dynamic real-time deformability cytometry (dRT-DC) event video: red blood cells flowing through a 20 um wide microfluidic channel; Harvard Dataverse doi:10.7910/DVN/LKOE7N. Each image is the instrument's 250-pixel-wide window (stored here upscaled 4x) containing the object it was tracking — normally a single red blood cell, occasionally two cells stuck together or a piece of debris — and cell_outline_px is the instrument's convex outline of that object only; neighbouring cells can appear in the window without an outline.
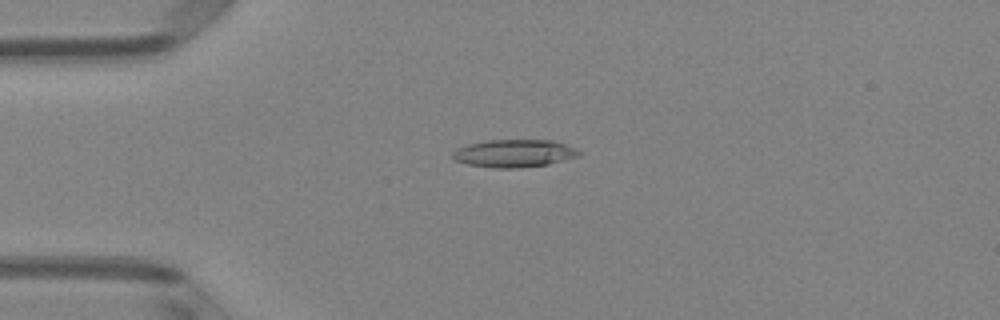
{"species": "Egyptian fruit bat (a non-hibernating species)", "species_latin": "Rousettus aegyptiacus", "temperature_condition": "room temperature", "stored_images_in_passage": 45, "camera_frame_rate_fps": 3000, "um_per_image_px": 0.085, "animal": {"sex": "female"}, "frame": {"image": 1, "passage_image": 7, "time_ms": 2.0, "image_size_px": [1000, 320], "cell_outline_px": [[580, 156], [548, 164], [520, 168], [492, 168], [468, 164], [456, 160], [452, 156], [452, 152], [456, 148], [468, 144], [484, 140], [552, 140], [576, 148], [580, 152]], "centroid_in_image_um": [43.69, 13.03], "position_along_channel_um": 41.3, "area_um2": 20.46}}
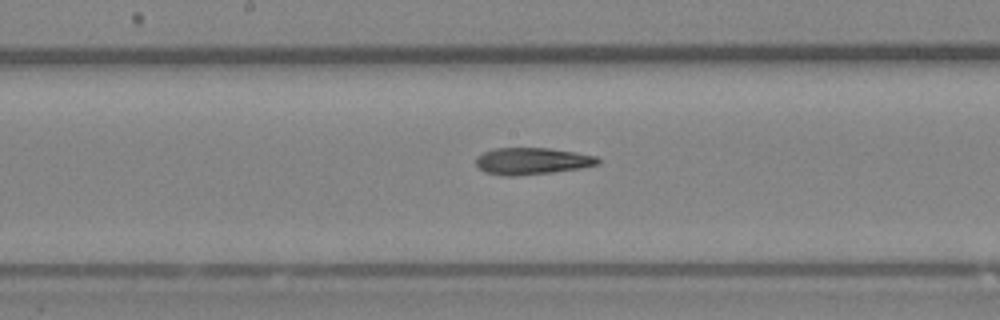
{"frame": {"image": 2, "passage_image": 21, "time_ms": 6.667, "image_size_px": [1000, 320], "cell_outline_px": [[600, 164], [580, 168], [552, 172], [516, 176], [504, 176], [484, 172], [476, 164], [476, 156], [492, 148], [548, 148], [576, 152], [596, 156], [600, 160]], "centroid_in_image_um": [45.21, 13.69], "position_along_channel_um": 203.0, "area_um2": 19.13}}
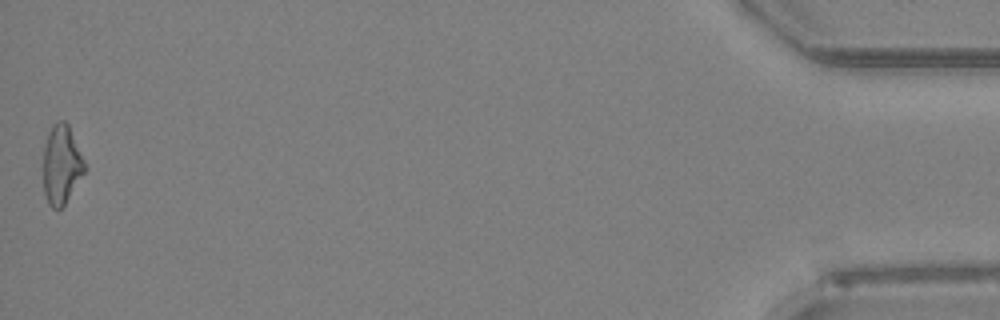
{"frame": {"image": 3, "passage_image": 45, "time_ms": 14.667, "image_size_px": [1000, 320], "cell_outline_px": [[88, 168], [64, 204], [60, 208], [52, 208], [48, 204], [44, 192], [44, 144], [48, 132], [52, 124], [56, 120], [64, 120], [68, 124]], "centroid_in_image_um": [5.24, 13.96], "position_along_channel_um": 430.0, "area_um2": 19.13}}